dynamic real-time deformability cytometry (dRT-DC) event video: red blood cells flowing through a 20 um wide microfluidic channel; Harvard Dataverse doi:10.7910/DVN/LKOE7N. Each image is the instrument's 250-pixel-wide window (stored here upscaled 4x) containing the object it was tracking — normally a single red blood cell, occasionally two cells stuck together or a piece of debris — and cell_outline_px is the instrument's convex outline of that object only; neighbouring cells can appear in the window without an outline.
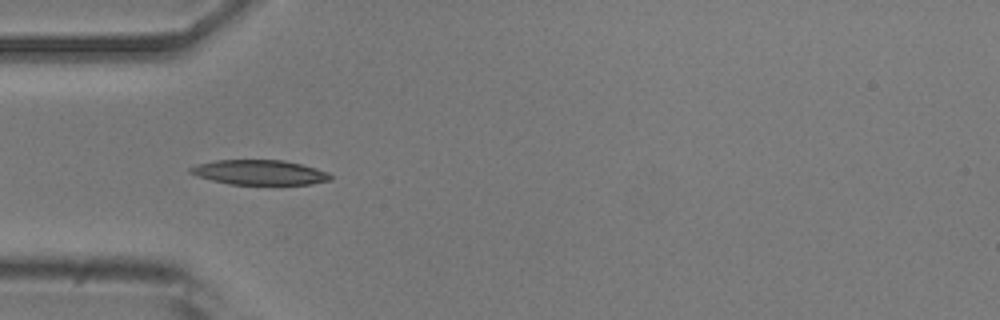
{"species": "common noctule bat (a hibernating species)", "species_latin": "Nyctalus noctula", "temperature_condition": "room temperature", "stored_images_in_passage": 40, "camera_frame_rate_fps": 3000, "um_per_image_px": 0.085, "animal": {"sex": "male", "body_mass_g": 20.5, "forearm_length_mm": 52.5}, "frame": {"image": 1, "passage_image": 3, "time_ms": 0.667, "image_size_px": [1000, 320], "cell_outline_px": [[332, 180], [312, 184], [228, 184], [196, 176], [188, 172], [188, 168], [196, 164], [216, 160], [284, 160], [316, 168], [328, 172], [332, 176]], "centroid_in_image_um": [22.04, 14.65], "position_along_channel_um": 63.0, "area_um2": 20.35}}
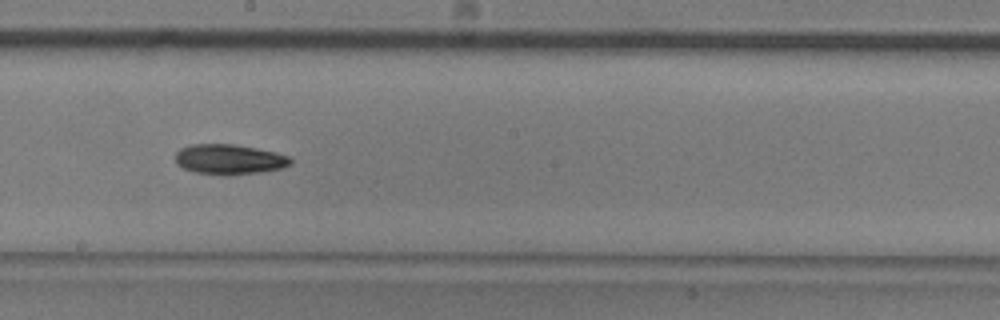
{"frame": {"image": 2, "passage_image": 16, "time_ms": 5.0, "image_size_px": [1000, 320], "cell_outline_px": [[292, 164], [280, 168], [260, 172], [228, 176], [224, 176], [196, 172], [184, 168], [176, 164], [176, 152], [180, 148], [188, 144], [232, 144], [256, 148], [276, 152], [288, 156], [292, 160]], "centroid_in_image_um": [19.47, 13.55], "position_along_channel_um": 228.7, "area_um2": 20.35}}
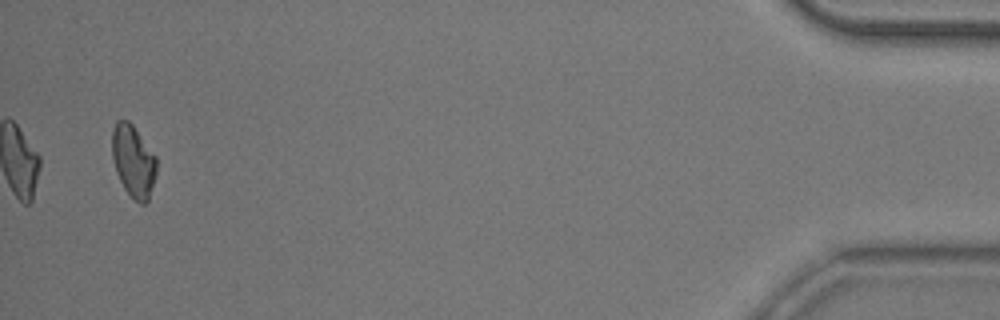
{"frame": {"image": 3, "passage_image": 38, "time_ms": 12.333, "image_size_px": [1000, 320], "cell_outline_px": [[156, 176], [148, 200], [144, 204], [140, 204], [124, 188], [116, 172], [112, 160], [112, 128], [116, 120], [128, 120], [132, 124], [156, 156]], "centroid_in_image_um": [11.32, 13.67], "position_along_channel_um": 423.9, "area_um2": 18.67}, "authors_computed_cell_mechanics": {"area_um2": 19.4786, "velocity_mm_per_s": 3.8267, "shape_relaxation_time_tau1_ms": 4.0533, "shape_relaxation_time_tau2_ms": null, "deformation_change_tau1": 0.127, "deformation_change_tau2": null}}